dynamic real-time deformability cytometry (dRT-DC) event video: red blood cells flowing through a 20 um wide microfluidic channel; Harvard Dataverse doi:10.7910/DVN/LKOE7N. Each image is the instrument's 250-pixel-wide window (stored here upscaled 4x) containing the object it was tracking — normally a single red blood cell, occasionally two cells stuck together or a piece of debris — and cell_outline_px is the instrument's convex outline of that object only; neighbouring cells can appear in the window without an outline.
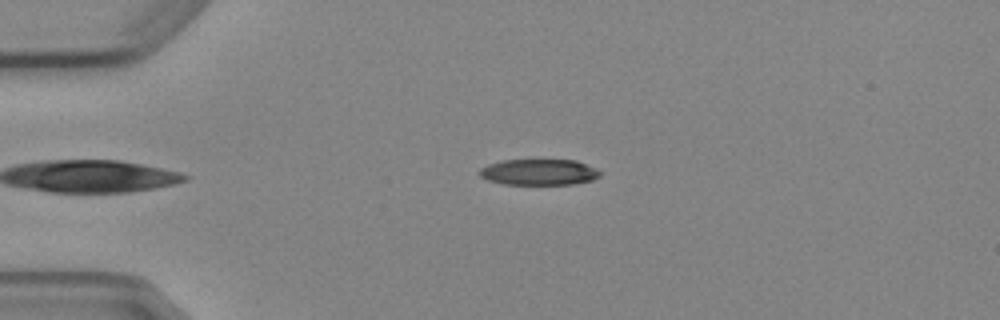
{"species": "Egyptian fruit bat (a non-hibernating species)", "species_latin": "Rousettus aegyptiacus", "temperature_condition": "cold", "stored_images_in_passage": 2, "camera_frame_rate_fps": 3000, "um_per_image_px": 0.085, "animal": {"sex": "female"}, "frame": {"image": 1, "passage_image": 1, "time_ms": 0.0, "image_size_px": [1000, 320], "cell_outline_px": [[600, 176], [592, 180], [572, 184], [504, 184], [488, 180], [480, 176], [480, 168], [488, 164], [500, 160], [576, 160], [596, 168], [600, 172]], "centroid_in_image_um": [45.81, 14.62], "position_along_channel_um": 39.2, "area_um2": 18.21}}